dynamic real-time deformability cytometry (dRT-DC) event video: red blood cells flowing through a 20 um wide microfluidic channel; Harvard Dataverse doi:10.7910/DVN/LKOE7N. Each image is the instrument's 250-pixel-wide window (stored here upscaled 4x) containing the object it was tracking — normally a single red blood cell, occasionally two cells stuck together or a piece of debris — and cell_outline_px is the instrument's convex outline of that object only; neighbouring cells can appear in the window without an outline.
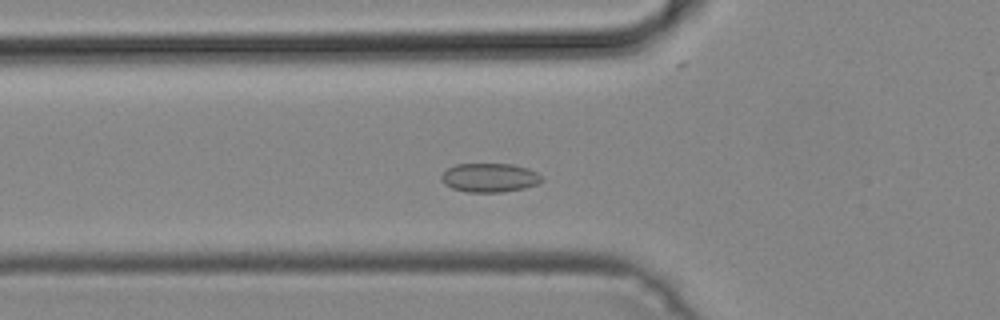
{"species": "common noctule bat (a hibernating species)", "species_latin": "Nyctalus noctula", "temperature_condition": "cold", "stored_images_in_passage": 49, "segment_of_instrument_passage": [1, 2], "camera_frame_rate_fps": 3000, "um_per_image_px": 0.085, "animal": {"sex": "male", "body_mass_g": 19.2, "forearm_length_mm": 51.8}, "frame": {"image": 1, "passage_image": 15, "time_ms": 4.667, "image_size_px": [1000, 320], "cell_outline_px": [[544, 180], [536, 184], [524, 188], [500, 192], [468, 192], [452, 188], [444, 184], [440, 180], [440, 176], [448, 168], [456, 164], [512, 164], [528, 168], [544, 176]], "centroid_in_image_um": [41.62, 15.1], "position_along_channel_um": 84.2, "area_um2": 16.99}}
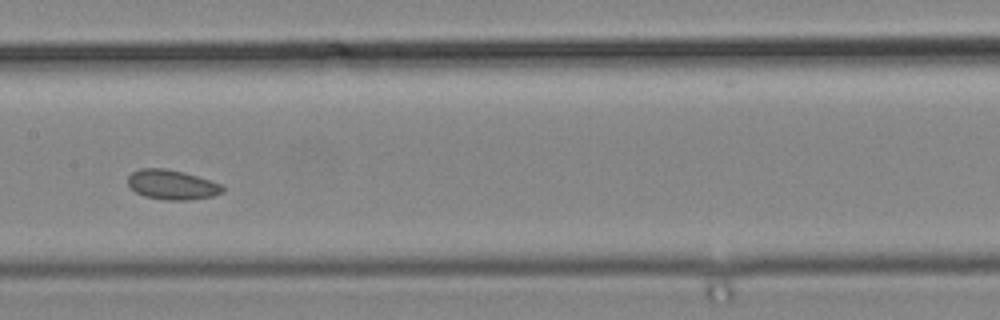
{"frame": {"image": 2, "passage_image": 23, "time_ms": 7.333, "image_size_px": [1000, 320], "cell_outline_px": [[224, 192], [212, 196], [184, 200], [164, 200], [144, 196], [136, 192], [128, 184], [128, 176], [132, 172], [140, 168], [164, 168], [184, 172], [220, 184], [224, 188]], "centroid_in_image_um": [14.59, 15.7], "position_along_channel_um": 192.8, "area_um2": 16.24}}
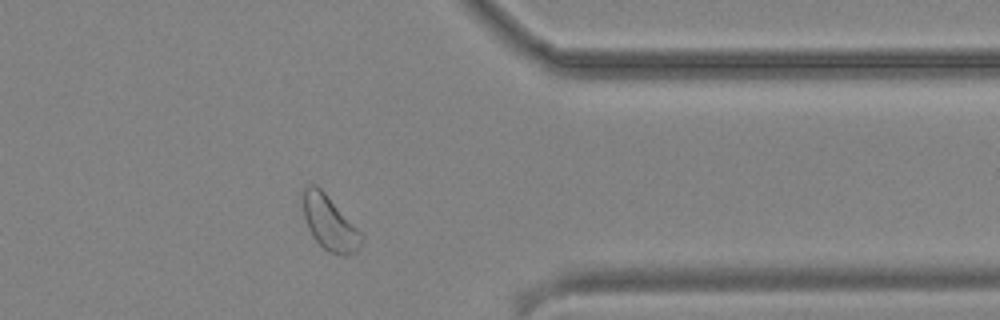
{"frame": {"image": 3, "passage_image": 38, "time_ms": 12.333, "image_size_px": [1000, 320], "cell_outline_px": [[364, 240], [356, 252], [344, 256], [340, 256], [328, 252], [312, 236], [308, 228], [304, 216], [300, 196], [304, 188], [308, 184], [316, 184], [324, 192], [364, 236]], "centroid_in_image_um": [27.98, 18.95], "position_along_channel_um": 383.4, "area_um2": 18.67}}